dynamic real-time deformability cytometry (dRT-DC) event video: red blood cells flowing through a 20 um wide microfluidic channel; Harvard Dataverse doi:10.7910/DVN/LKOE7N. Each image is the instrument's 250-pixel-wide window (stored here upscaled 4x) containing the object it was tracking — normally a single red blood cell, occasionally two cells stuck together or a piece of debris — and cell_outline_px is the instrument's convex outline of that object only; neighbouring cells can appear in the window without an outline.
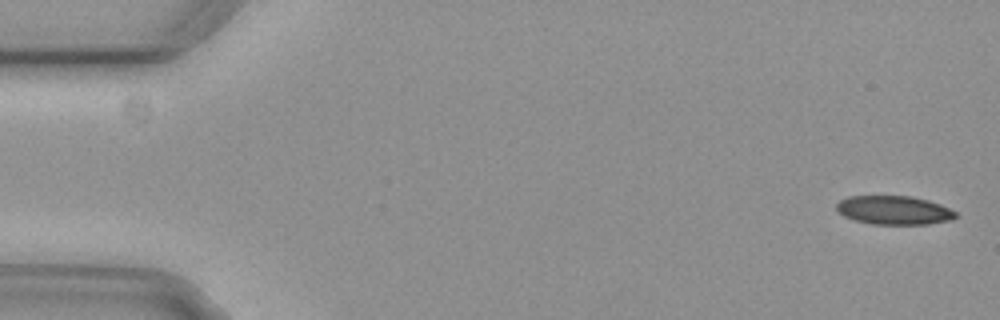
{"species": "common noctule bat (a hibernating species)", "species_latin": "Nyctalus noctula", "temperature_condition": "cold", "stored_images_in_passage": 3, "camera_frame_rate_fps": 3000, "um_per_image_px": 0.085, "animal": {"sex": "female", "body_mass_g": 29.2, "forearm_length_mm": 56.3}, "frame": {"image": 1, "passage_image": 1, "time_ms": 0.0, "image_size_px": [1000, 320], "cell_outline_px": [[956, 216], [952, 220], [928, 224], [872, 224], [856, 220], [844, 216], [836, 208], [836, 204], [840, 200], [848, 196], [912, 196], [928, 200], [940, 204], [956, 212]], "centroid_in_image_um": [75.99, 17.86], "position_along_channel_um": 9.0, "area_um2": 19.88}}
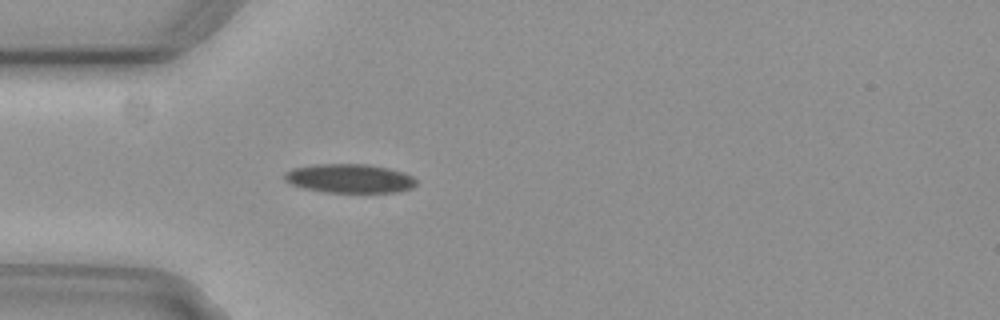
{"frame": {"image": 2, "passage_image": 3, "time_ms": 0.667, "image_size_px": [1000, 320], "cell_outline_px": [[416, 184], [412, 188], [396, 192], [328, 192], [304, 188], [292, 184], [284, 180], [284, 172], [292, 168], [316, 164], [364, 164], [388, 168], [412, 176], [416, 180]], "centroid_in_image_um": [29.68, 15.16], "position_along_channel_um": 55.3, "area_um2": 22.02}}